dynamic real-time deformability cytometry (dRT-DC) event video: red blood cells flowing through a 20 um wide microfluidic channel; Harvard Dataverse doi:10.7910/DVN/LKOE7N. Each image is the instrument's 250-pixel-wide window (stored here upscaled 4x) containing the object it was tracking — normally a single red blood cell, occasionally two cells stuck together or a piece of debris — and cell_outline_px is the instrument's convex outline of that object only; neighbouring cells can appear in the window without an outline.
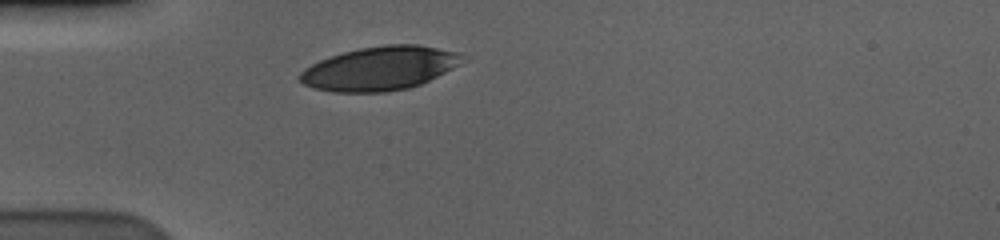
{"species": "human", "species_latin": "Homo sapiens", "temperature_condition": "cold", "stored_images_in_passage": 31, "camera_frame_rate_fps": 3000, "um_per_image_px": 0.085, "donor": {"sex": "male"}, "frame": {"image": 1, "passage_image": 1, "time_ms": 0.0, "image_size_px": [1000, 240], "cell_outline_px": [[460, 64], [420, 84], [408, 88], [388, 92], [332, 92], [312, 88], [304, 84], [296, 76], [304, 68], [320, 60], [344, 52], [360, 48], [384, 44], [420, 44], [460, 52]], "centroid_in_image_um": [32.23, 5.81], "position_along_channel_um": 52.8, "area_um2": 41.33}}
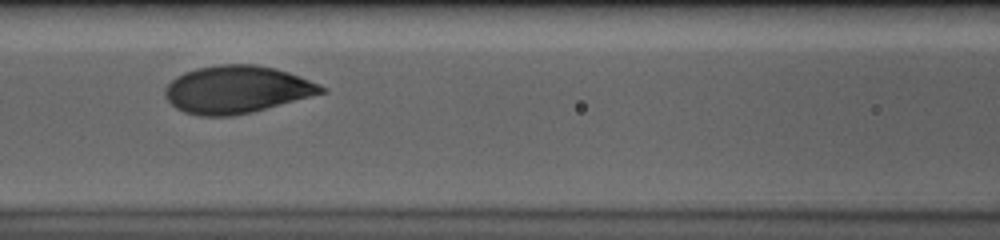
{"frame": {"image": 2, "passage_image": 10, "time_ms": 3.0, "image_size_px": [1000, 240], "cell_outline_px": [[328, 92], [252, 112], [232, 116], [200, 116], [184, 112], [176, 108], [164, 96], [164, 88], [176, 76], [184, 72], [196, 68], [216, 64], [256, 64], [276, 68], [300, 76], [320, 84], [328, 88]], "centroid_in_image_um": [20.14, 7.6], "position_along_channel_um": 146.5, "area_um2": 43.64}}
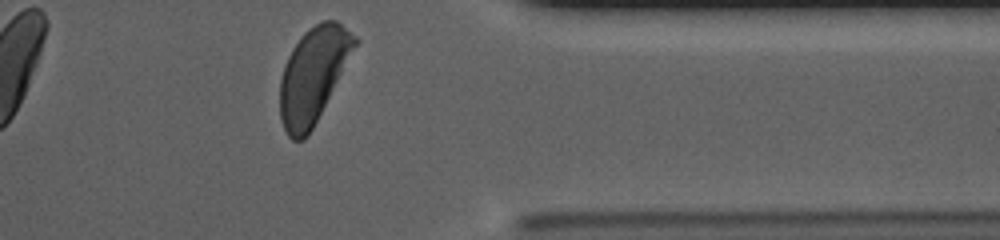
{"frame": {"image": 3, "passage_image": 31, "time_ms": 10.0, "image_size_px": [1000, 240], "cell_outline_px": [[360, 40], [308, 136], [304, 140], [292, 140], [288, 136], [284, 128], [280, 116], [280, 80], [284, 64], [292, 48], [300, 36], [308, 28], [324, 20], [336, 20], [356, 36]], "centroid_in_image_um": [26.62, 6.36], "position_along_channel_um": 384.8, "area_um2": 41.27}, "authors_computed_cell_mechanics": {"area_um2": 43.1188, "velocity_mm_per_s": 3.5494, "shape_relaxation_time_tau1_ms": 2.6426, "shape_relaxation_time_tau2_ms": null, "deformation_change_tau1": 0.149, "deformation_change_tau2": null}}